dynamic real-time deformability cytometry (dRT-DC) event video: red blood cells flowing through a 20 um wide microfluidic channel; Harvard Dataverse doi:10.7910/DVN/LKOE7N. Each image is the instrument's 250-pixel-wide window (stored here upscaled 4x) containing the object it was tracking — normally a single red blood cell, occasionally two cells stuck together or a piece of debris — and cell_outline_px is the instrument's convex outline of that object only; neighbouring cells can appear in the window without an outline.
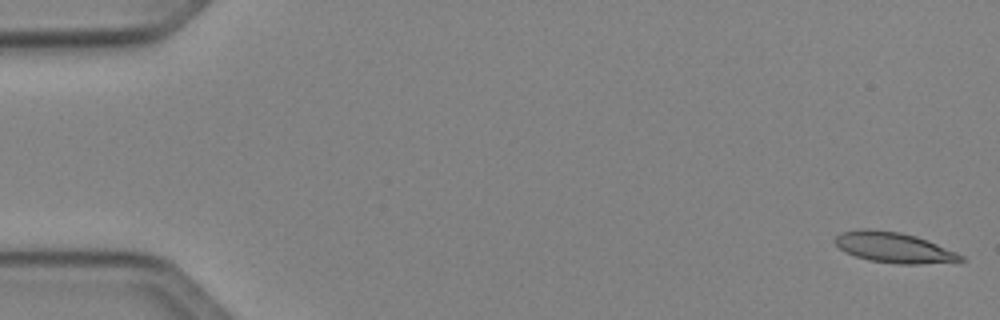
{"species": "Egyptian fruit bat (a non-hibernating species)", "species_latin": "Rousettus aegyptiacus", "temperature_condition": "cold", "stored_images_in_passage": 50, "camera_frame_rate_fps": 3000, "um_per_image_px": 0.085, "animal": {"sex": "female"}, "frame": {"image": 1, "passage_image": 1, "time_ms": 0.0, "image_size_px": [1000, 320], "cell_outline_px": [[964, 260], [916, 264], [900, 264], [868, 260], [844, 252], [832, 240], [840, 232], [856, 228], [868, 228], [900, 232], [916, 236], [928, 240], [956, 252], [964, 256]], "centroid_in_image_um": [75.9, 21.01], "position_along_channel_um": 9.1, "area_um2": 22.37}}
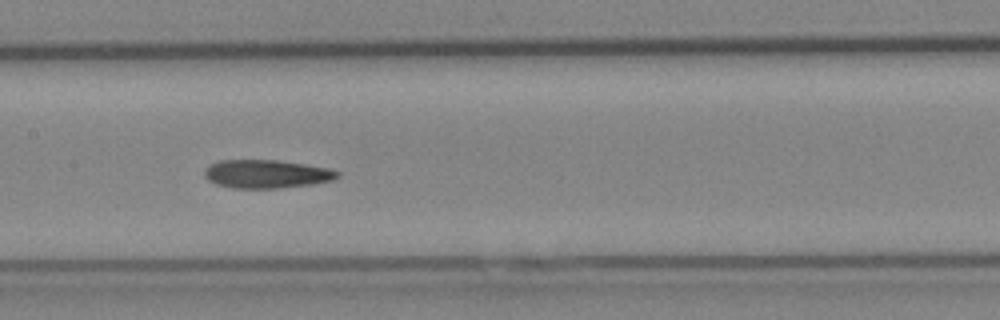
{"frame": {"image": 2, "passage_image": 25, "time_ms": 8.0, "image_size_px": [1000, 320], "cell_outline_px": [[340, 176], [332, 180], [312, 184], [280, 188], [232, 188], [216, 184], [208, 180], [204, 176], [204, 172], [212, 164], [220, 160], [276, 160], [304, 164], [328, 168], [340, 172]], "centroid_in_image_um": [22.66, 14.79], "position_along_channel_um": 184.7, "area_um2": 21.85}}
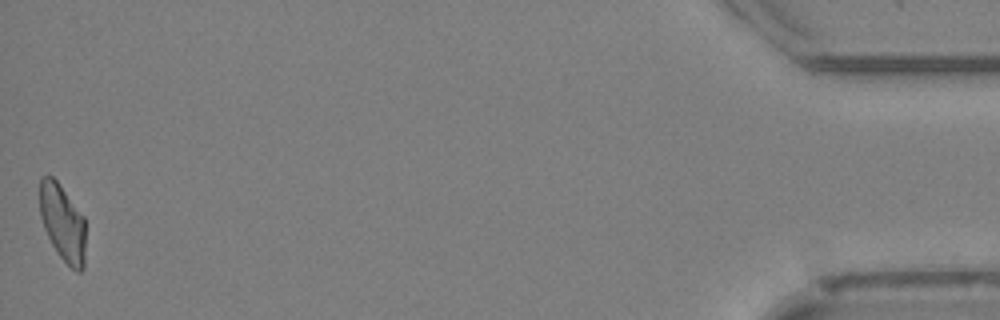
{"frame": {"image": 3, "passage_image": 50, "time_ms": 16.333, "image_size_px": [1000, 320], "cell_outline_px": [[84, 268], [80, 272], [76, 272], [60, 256], [52, 244], [44, 228], [40, 216], [40, 176], [52, 176], [60, 184], [84, 216]], "centroid_in_image_um": [5.32, 18.91], "position_along_channel_um": 429.9, "area_um2": 20.35}, "authors_computed_cell_mechanics": {"area_um2": 21.8484, "velocity_mm_per_s": 4.0592, "shape_relaxation_time_tau1_ms": null, "shape_relaxation_time_tau2_ms": 3.758, "deformation_change_tau1": null, "deformation_change_tau2": 0.1232}}